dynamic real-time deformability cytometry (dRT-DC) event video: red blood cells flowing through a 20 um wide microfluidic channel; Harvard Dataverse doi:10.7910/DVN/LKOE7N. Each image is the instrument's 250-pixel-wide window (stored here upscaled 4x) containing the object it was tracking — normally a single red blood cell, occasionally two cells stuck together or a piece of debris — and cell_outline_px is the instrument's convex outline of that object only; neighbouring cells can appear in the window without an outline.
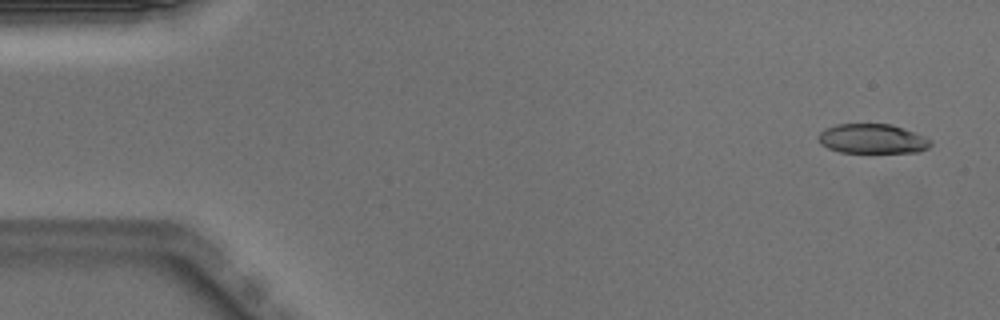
{"species": "Egyptian fruit bat (a non-hibernating species)", "species_latin": "Rousettus aegyptiacus", "temperature_condition": "warm", "stored_images_in_passage": 50, "camera_frame_rate_fps": 3000, "um_per_image_px": 0.085, "animal": {"sex": "male"}, "frame": {"image": 1, "passage_image": 2, "time_ms": 0.333, "image_size_px": [1000, 320], "cell_outline_px": [[932, 144], [928, 148], [920, 152], [840, 152], [828, 148], [820, 144], [816, 136], [824, 128], [836, 124], [892, 124], [924, 136], [932, 140]], "centroid_in_image_um": [74.13, 11.79], "position_along_channel_um": 10.9, "area_um2": 19.48}}
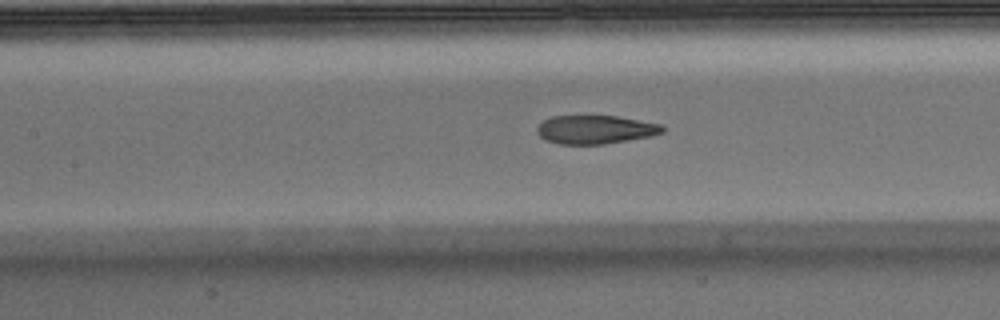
{"frame": {"image": 2, "passage_image": 22, "time_ms": 7.0, "image_size_px": [1000, 320], "cell_outline_px": [[664, 132], [652, 136], [604, 144], [560, 144], [544, 140], [536, 132], [536, 128], [544, 120], [552, 116], [616, 116], [664, 124]], "centroid_in_image_um": [50.62, 11.01], "position_along_channel_um": 156.8, "area_um2": 20.98}}
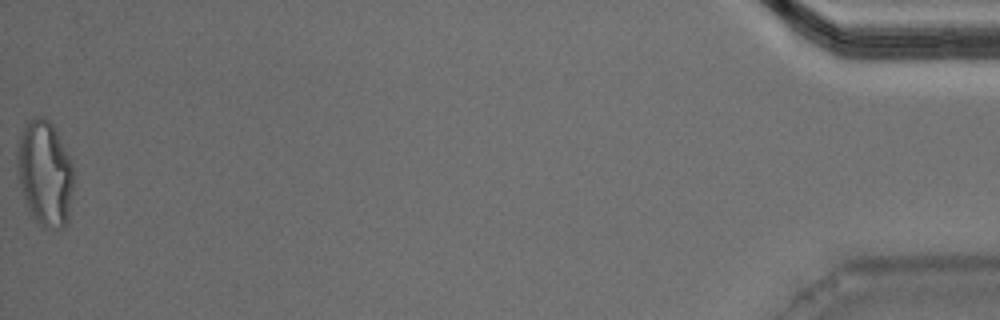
{"frame": {"image": 3, "passage_image": 50, "time_ms": 16.333, "image_size_px": [1000, 320], "cell_outline_px": [[72, 188], [68, 224], [64, 228], [40, 228], [36, 224], [24, 200], [16, 168], [16, 144], [24, 124], [32, 116], [44, 116], [56, 128], [72, 160]], "centroid_in_image_um": [3.79, 14.71], "position_along_channel_um": 431.4, "area_um2": 35.6}, "authors_computed_cell_mechanics": {"area_um2": 21.964, "velocity_mm_per_s": 4.0021, "shape_relaxation_time_tau1_ms": 11.3081, "shape_relaxation_time_tau2_ms": 1.6352, "deformation_change_tau1": 0.314, "deformation_change_tau2": 0.0954}}